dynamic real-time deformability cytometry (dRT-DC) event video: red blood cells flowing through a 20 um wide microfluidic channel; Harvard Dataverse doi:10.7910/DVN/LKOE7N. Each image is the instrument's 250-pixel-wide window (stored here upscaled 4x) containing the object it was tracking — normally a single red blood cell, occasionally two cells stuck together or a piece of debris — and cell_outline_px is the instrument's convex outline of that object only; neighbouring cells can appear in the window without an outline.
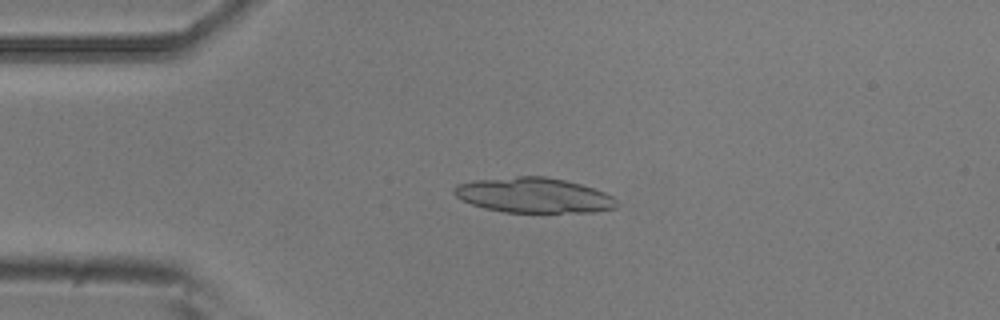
{"species": "common noctule bat (a hibernating species)", "species_latin": "Nyctalus noctula", "temperature_condition": "room temperature", "stored_images_in_passage": 5, "camera_frame_rate_fps": 3000, "um_per_image_px": 0.085, "animal": {"sex": "male", "body_mass_g": 20.5, "forearm_length_mm": 52.5}, "frame": {"image": 1, "passage_image": 4, "time_ms": 1.0, "image_size_px": [1000, 320], "cell_outline_px": [[620, 204], [616, 208], [592, 212], [504, 212], [484, 208], [472, 204], [456, 196], [452, 192], [452, 188], [456, 184], [476, 180], [516, 176], [544, 176], [564, 180], [580, 184], [604, 192], [612, 196]], "centroid_in_image_um": [45.36, 16.6], "position_along_channel_um": 39.6, "area_um2": 33.23}}